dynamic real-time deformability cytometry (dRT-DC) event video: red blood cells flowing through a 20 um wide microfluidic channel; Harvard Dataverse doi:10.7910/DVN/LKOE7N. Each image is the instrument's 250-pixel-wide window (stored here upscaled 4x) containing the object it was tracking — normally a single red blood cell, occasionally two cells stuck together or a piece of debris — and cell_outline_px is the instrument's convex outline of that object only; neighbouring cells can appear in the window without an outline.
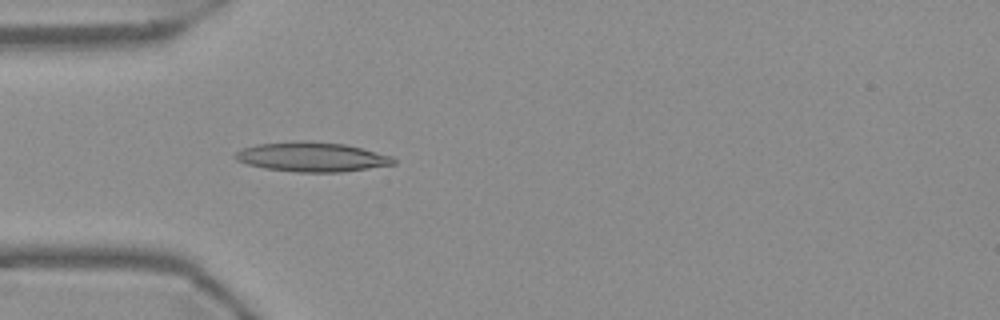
{"species": "Egyptian fruit bat (a non-hibernating species)", "species_latin": "Rousettus aegyptiacus", "temperature_condition": "warm", "stored_images_in_passage": 53, "camera_frame_rate_fps": 3000, "um_per_image_px": 0.085, "frame": {"image": 1, "passage_image": 15, "time_ms": 4.667, "image_size_px": [1000, 320], "cell_outline_px": [[396, 164], [340, 172], [296, 172], [264, 168], [248, 164], [236, 160], [232, 156], [236, 152], [244, 148], [256, 144], [344, 144], [392, 156], [396, 160]], "centroid_in_image_um": [26.53, 13.4], "position_along_channel_um": 58.5, "area_um2": 25.84}}
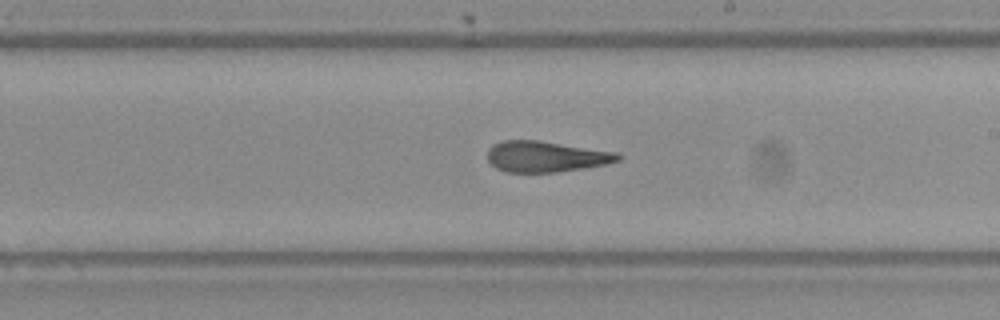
{"frame": {"image": 2, "passage_image": 30, "time_ms": 9.667, "image_size_px": [1000, 320], "cell_outline_px": [[624, 156], [620, 160], [608, 164], [584, 168], [556, 172], [508, 172], [496, 168], [488, 160], [488, 148], [492, 144], [500, 140], [540, 140], [620, 152]], "centroid_in_image_um": [46.46, 13.29], "position_along_channel_um": 242.5, "area_um2": 23.93}}
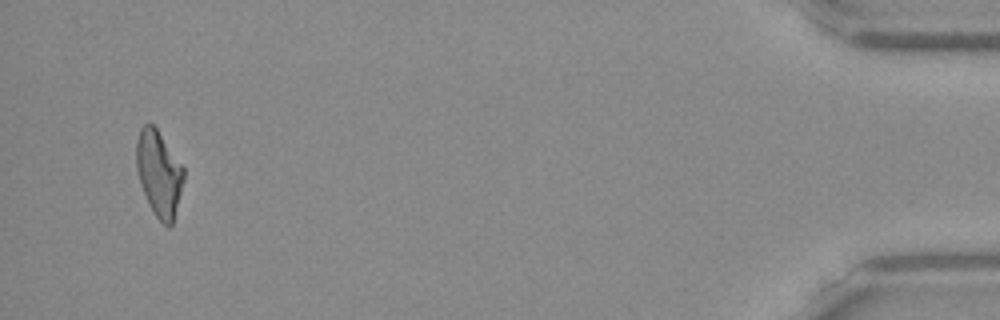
{"frame": {"image": 3, "passage_image": 51, "time_ms": 16.667, "image_size_px": [1000, 320], "cell_outline_px": [[184, 180], [172, 224], [168, 228], [156, 216], [148, 204], [140, 184], [136, 168], [136, 140], [140, 128], [144, 124], [152, 124], [156, 128], [184, 168]], "centroid_in_image_um": [13.49, 14.74], "position_along_channel_um": 421.7, "area_um2": 23.47}, "authors_computed_cell_mechanics": {"area_um2": 24.3916, "velocity_mm_per_s": 3.7387, "shape_relaxation_time_tau1_ms": null, "shape_relaxation_time_tau2_ms": 2.2032, "deformation_change_tau1": null, "deformation_change_tau2": 0.1138}}